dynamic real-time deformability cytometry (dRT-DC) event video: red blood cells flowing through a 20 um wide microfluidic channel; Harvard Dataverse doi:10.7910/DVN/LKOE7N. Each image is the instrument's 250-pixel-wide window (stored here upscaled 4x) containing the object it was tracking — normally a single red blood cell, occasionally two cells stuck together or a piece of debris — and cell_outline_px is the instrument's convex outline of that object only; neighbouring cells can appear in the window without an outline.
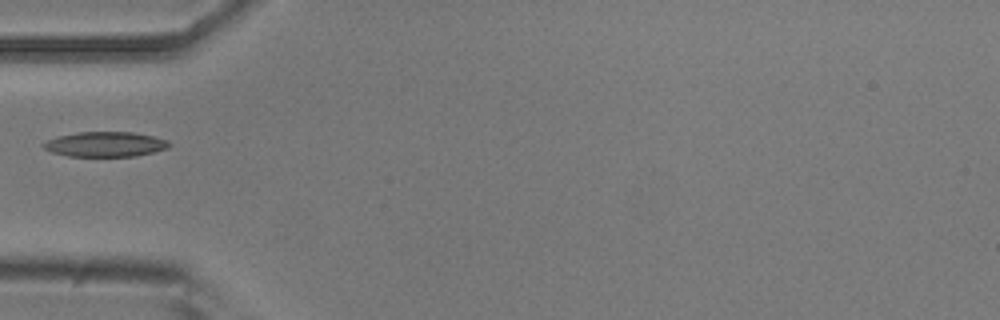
{"species": "common noctule bat (a hibernating species)", "species_latin": "Nyctalus noctula", "temperature_condition": "room temperature", "stored_images_in_passage": 3, "camera_frame_rate_fps": 3000, "um_per_image_px": 0.085, "animal": {"sex": "male", "body_mass_g": 20.5, "forearm_length_mm": 52.5}, "frame": {"image": 1, "passage_image": 3, "time_ms": 3.0, "image_size_px": [1000, 320], "cell_outline_px": [[172, 144], [168, 148], [136, 156], [68, 156], [52, 152], [44, 148], [40, 144], [56, 136], [80, 132], [132, 132], [152, 136], [168, 140]], "centroid_in_image_um": [8.94, 12.26], "position_along_channel_um": 76.1, "area_um2": 18.26}}